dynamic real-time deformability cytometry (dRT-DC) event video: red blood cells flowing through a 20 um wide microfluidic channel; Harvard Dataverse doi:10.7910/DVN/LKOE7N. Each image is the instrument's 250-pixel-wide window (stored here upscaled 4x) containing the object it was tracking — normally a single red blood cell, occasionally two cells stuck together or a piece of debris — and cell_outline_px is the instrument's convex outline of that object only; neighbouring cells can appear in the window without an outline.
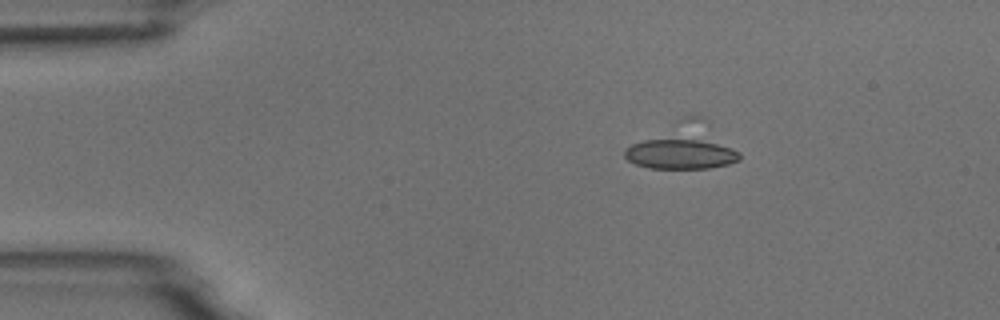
{"species": "common noctule bat (a hibernating species)", "species_latin": "Nyctalus noctula", "temperature_condition": "room temperature", "stored_images_in_passage": 2, "camera_frame_rate_fps": 3000, "um_per_image_px": 0.085, "animal": {"sex": "male", "body_mass_g": 18.8}, "frame": {"image": 1, "passage_image": 1, "time_ms": 0.0, "image_size_px": [1000, 320], "cell_outline_px": [[740, 160], [728, 164], [708, 168], [648, 168], [636, 164], [628, 160], [624, 156], [624, 148], [632, 144], [644, 140], [680, 136], [688, 136], [732, 148], [740, 152]], "centroid_in_image_um": [57.8, 13.04], "position_along_channel_um": 27.2, "area_um2": 20.87}}